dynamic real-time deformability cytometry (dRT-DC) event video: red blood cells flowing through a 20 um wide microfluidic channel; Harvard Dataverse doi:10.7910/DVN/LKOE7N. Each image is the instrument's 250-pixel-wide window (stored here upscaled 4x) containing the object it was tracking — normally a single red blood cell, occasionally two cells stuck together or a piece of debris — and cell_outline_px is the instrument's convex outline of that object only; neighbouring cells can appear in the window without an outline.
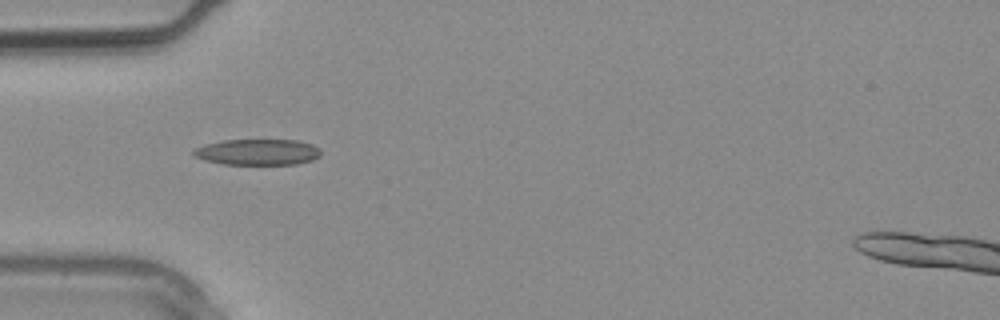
{"species": "common noctule bat (a hibernating species)", "species_latin": "Nyctalus noctula", "temperature_condition": "warm", "stored_images_in_passage": 3, "camera_frame_rate_fps": 3000, "um_per_image_px": 0.085, "animal": {"sex": "male", "body_mass_g": 20.4}, "frame": {"image": 1, "passage_image": 3, "time_ms": 0.667, "image_size_px": [1000, 320], "cell_outline_px": [[320, 156], [312, 160], [296, 164], [224, 164], [204, 160], [196, 156], [192, 152], [196, 148], [204, 144], [224, 140], [296, 140], [312, 144], [320, 148]], "centroid_in_image_um": [21.92, 12.92], "position_along_channel_um": 63.1, "area_um2": 19.19}}